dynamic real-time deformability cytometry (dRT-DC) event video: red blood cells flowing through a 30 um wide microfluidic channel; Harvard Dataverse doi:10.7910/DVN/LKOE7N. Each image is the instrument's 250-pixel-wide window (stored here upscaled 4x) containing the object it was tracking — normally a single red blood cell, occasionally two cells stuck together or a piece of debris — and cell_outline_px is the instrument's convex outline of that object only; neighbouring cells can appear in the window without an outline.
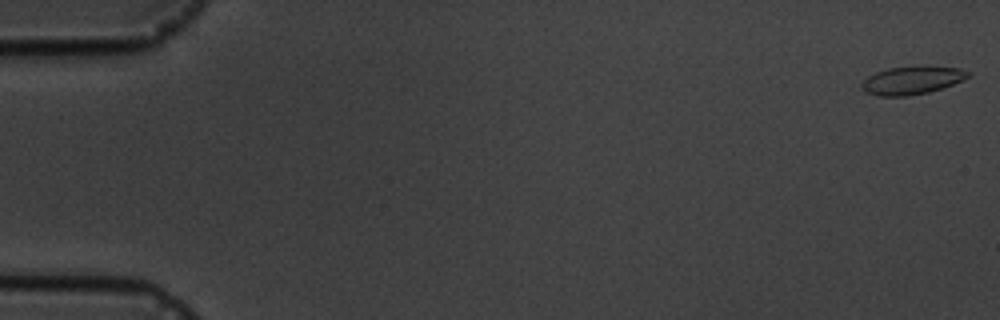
{"species": "common noctule bat (a hibernating species)", "species_latin": "Nyctalus noctula", "temperature_condition": "cold", "stored_images_in_passage": 10, "camera_frame_rate_fps": 3000, "um_per_image_px": 0.085, "animal": {"sex": "male", "body_mass_g": 19.5, "forearm_length_mm": 54.6}, "frame": {"image": 1, "passage_image": 1, "time_ms": 0.0, "image_size_px": [1000, 320], "cell_outline_px": [[972, 72], [968, 76], [952, 84], [928, 92], [908, 96], [880, 96], [864, 92], [860, 88], [860, 84], [868, 76], [876, 72], [888, 68], [924, 64], [960, 68]], "centroid_in_image_um": [77.49, 6.79], "position_along_channel_um": 7.5, "area_um2": 17.74}}
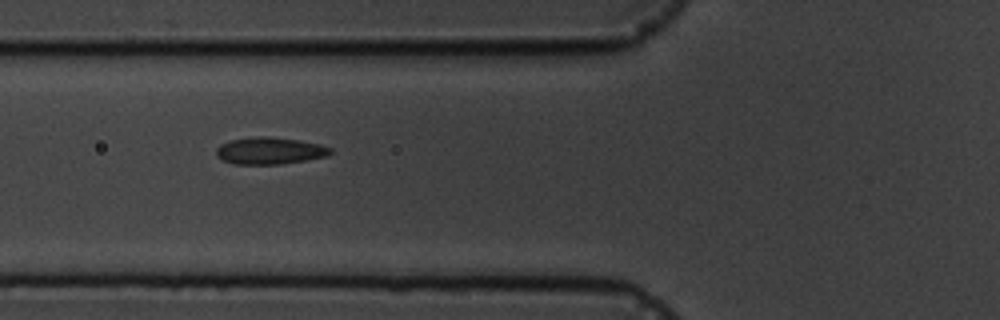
{"frame": {"image": 2, "passage_image": 7, "time_ms": 6.667, "image_size_px": [1000, 320], "cell_outline_px": [[332, 152], [328, 156], [280, 164], [232, 164], [216, 156], [216, 148], [220, 144], [228, 140], [256, 136], [268, 136], [300, 140], [320, 144], [332, 148]], "centroid_in_image_um": [22.91, 12.8], "position_along_channel_um": 102.9, "area_um2": 18.09}}
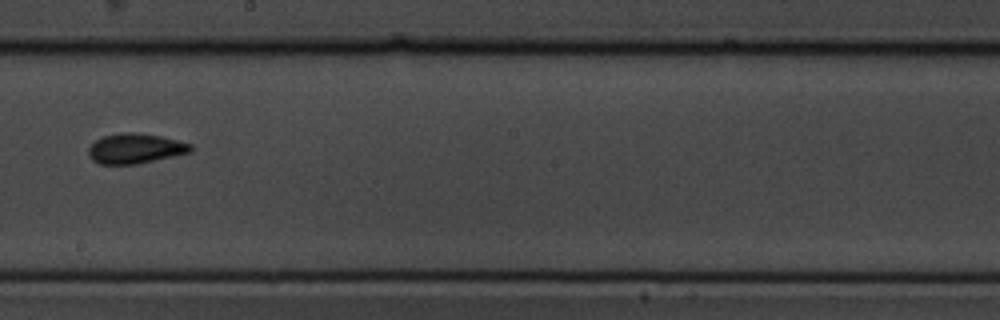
{"frame": {"image": 3, "passage_image": 10, "time_ms": 10.333, "image_size_px": [1000, 320], "cell_outline_px": [[192, 152], [136, 164], [100, 164], [92, 160], [88, 156], [88, 148], [96, 140], [104, 136], [124, 132], [136, 132], [160, 136], [192, 144]], "centroid_in_image_um": [11.49, 12.62], "position_along_channel_um": 236.7, "area_um2": 17.8}}